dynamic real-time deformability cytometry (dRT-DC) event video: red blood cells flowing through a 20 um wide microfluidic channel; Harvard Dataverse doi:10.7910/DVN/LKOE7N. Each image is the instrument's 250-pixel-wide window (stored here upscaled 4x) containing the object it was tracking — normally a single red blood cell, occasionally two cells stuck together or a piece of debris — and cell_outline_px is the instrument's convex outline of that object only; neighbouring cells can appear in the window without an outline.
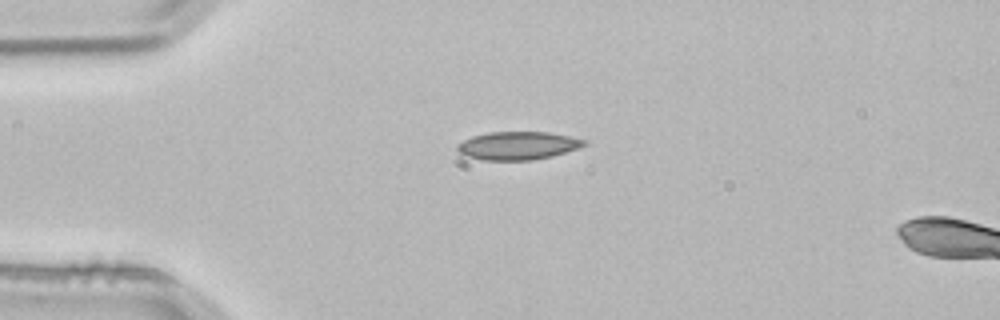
{"species": "common noctule bat (a hibernating species)", "species_latin": "Nyctalus noctula", "temperature_condition": "room temperature", "stored_images_in_passage": 3, "camera_frame_rate_fps": 3000, "um_per_image_px": 0.085, "animal": {"sex": "male", "body_mass_g": 21.5, "forearm_length_mm": 52.0}, "frame": {"image": 1, "passage_image": 2, "time_ms": 0.333, "image_size_px": [1000, 320], "cell_outline_px": [[588, 144], [552, 156], [532, 160], [484, 160], [464, 156], [456, 148], [456, 144], [472, 136], [488, 132], [548, 132], [568, 136], [584, 140]], "centroid_in_image_um": [43.96, 12.38], "position_along_channel_um": 41.0, "area_um2": 20.63}}